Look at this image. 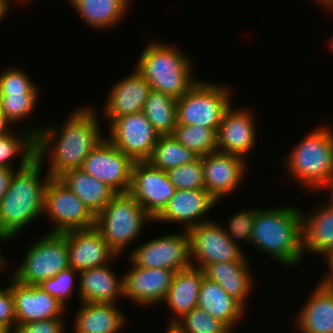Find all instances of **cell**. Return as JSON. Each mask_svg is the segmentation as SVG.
Masks as SVG:
<instances>
[{
    "instance_id": "obj_15",
    "label": "cell",
    "mask_w": 333,
    "mask_h": 333,
    "mask_svg": "<svg viewBox=\"0 0 333 333\" xmlns=\"http://www.w3.org/2000/svg\"><path fill=\"white\" fill-rule=\"evenodd\" d=\"M132 264V270L123 275L124 299L143 306L164 302L177 271L163 268H141Z\"/></svg>"
},
{
    "instance_id": "obj_36",
    "label": "cell",
    "mask_w": 333,
    "mask_h": 333,
    "mask_svg": "<svg viewBox=\"0 0 333 333\" xmlns=\"http://www.w3.org/2000/svg\"><path fill=\"white\" fill-rule=\"evenodd\" d=\"M38 96V93L0 94V110L11 124H18L32 114Z\"/></svg>"
},
{
    "instance_id": "obj_24",
    "label": "cell",
    "mask_w": 333,
    "mask_h": 333,
    "mask_svg": "<svg viewBox=\"0 0 333 333\" xmlns=\"http://www.w3.org/2000/svg\"><path fill=\"white\" fill-rule=\"evenodd\" d=\"M203 277V270L193 266L175 273L172 285L164 299L175 314L174 317H170L169 325H173L183 315L197 308Z\"/></svg>"
},
{
    "instance_id": "obj_37",
    "label": "cell",
    "mask_w": 333,
    "mask_h": 333,
    "mask_svg": "<svg viewBox=\"0 0 333 333\" xmlns=\"http://www.w3.org/2000/svg\"><path fill=\"white\" fill-rule=\"evenodd\" d=\"M166 172L170 182L176 189H204L202 157H199L194 162L170 168Z\"/></svg>"
},
{
    "instance_id": "obj_17",
    "label": "cell",
    "mask_w": 333,
    "mask_h": 333,
    "mask_svg": "<svg viewBox=\"0 0 333 333\" xmlns=\"http://www.w3.org/2000/svg\"><path fill=\"white\" fill-rule=\"evenodd\" d=\"M245 159L223 153L210 152L202 156L204 189L219 202L223 196L232 194L245 176Z\"/></svg>"
},
{
    "instance_id": "obj_10",
    "label": "cell",
    "mask_w": 333,
    "mask_h": 333,
    "mask_svg": "<svg viewBox=\"0 0 333 333\" xmlns=\"http://www.w3.org/2000/svg\"><path fill=\"white\" fill-rule=\"evenodd\" d=\"M187 232L190 237V259L193 267L203 269L212 263L239 261L246 256L241 246L233 244L225 228L215 220L201 222L189 228Z\"/></svg>"
},
{
    "instance_id": "obj_20",
    "label": "cell",
    "mask_w": 333,
    "mask_h": 333,
    "mask_svg": "<svg viewBox=\"0 0 333 333\" xmlns=\"http://www.w3.org/2000/svg\"><path fill=\"white\" fill-rule=\"evenodd\" d=\"M218 203L205 189H176L164 210L153 222L183 223V229L205 222L202 221L209 210Z\"/></svg>"
},
{
    "instance_id": "obj_14",
    "label": "cell",
    "mask_w": 333,
    "mask_h": 333,
    "mask_svg": "<svg viewBox=\"0 0 333 333\" xmlns=\"http://www.w3.org/2000/svg\"><path fill=\"white\" fill-rule=\"evenodd\" d=\"M105 137L86 157L81 169L107 184L116 193H127L131 185L134 161Z\"/></svg>"
},
{
    "instance_id": "obj_6",
    "label": "cell",
    "mask_w": 333,
    "mask_h": 333,
    "mask_svg": "<svg viewBox=\"0 0 333 333\" xmlns=\"http://www.w3.org/2000/svg\"><path fill=\"white\" fill-rule=\"evenodd\" d=\"M154 221L129 193H117L95 216V228L119 256L141 234L144 224Z\"/></svg>"
},
{
    "instance_id": "obj_47",
    "label": "cell",
    "mask_w": 333,
    "mask_h": 333,
    "mask_svg": "<svg viewBox=\"0 0 333 333\" xmlns=\"http://www.w3.org/2000/svg\"><path fill=\"white\" fill-rule=\"evenodd\" d=\"M9 6L4 2V0H0V21L7 16V12L9 11Z\"/></svg>"
},
{
    "instance_id": "obj_26",
    "label": "cell",
    "mask_w": 333,
    "mask_h": 333,
    "mask_svg": "<svg viewBox=\"0 0 333 333\" xmlns=\"http://www.w3.org/2000/svg\"><path fill=\"white\" fill-rule=\"evenodd\" d=\"M296 319L300 333H333V293L316 285Z\"/></svg>"
},
{
    "instance_id": "obj_13",
    "label": "cell",
    "mask_w": 333,
    "mask_h": 333,
    "mask_svg": "<svg viewBox=\"0 0 333 333\" xmlns=\"http://www.w3.org/2000/svg\"><path fill=\"white\" fill-rule=\"evenodd\" d=\"M176 188L166 171L148 161L134 162L129 193L154 220L167 206Z\"/></svg>"
},
{
    "instance_id": "obj_7",
    "label": "cell",
    "mask_w": 333,
    "mask_h": 333,
    "mask_svg": "<svg viewBox=\"0 0 333 333\" xmlns=\"http://www.w3.org/2000/svg\"><path fill=\"white\" fill-rule=\"evenodd\" d=\"M230 91L227 86L198 80L189 91L177 99V124L200 125L217 132L225 111L232 104Z\"/></svg>"
},
{
    "instance_id": "obj_50",
    "label": "cell",
    "mask_w": 333,
    "mask_h": 333,
    "mask_svg": "<svg viewBox=\"0 0 333 333\" xmlns=\"http://www.w3.org/2000/svg\"><path fill=\"white\" fill-rule=\"evenodd\" d=\"M166 333H182V332H180L174 325L168 324Z\"/></svg>"
},
{
    "instance_id": "obj_45",
    "label": "cell",
    "mask_w": 333,
    "mask_h": 333,
    "mask_svg": "<svg viewBox=\"0 0 333 333\" xmlns=\"http://www.w3.org/2000/svg\"><path fill=\"white\" fill-rule=\"evenodd\" d=\"M328 188V189H327ZM320 190L326 189L330 192V201L325 202L324 204L333 209V176L325 183H323L319 188Z\"/></svg>"
},
{
    "instance_id": "obj_25",
    "label": "cell",
    "mask_w": 333,
    "mask_h": 333,
    "mask_svg": "<svg viewBox=\"0 0 333 333\" xmlns=\"http://www.w3.org/2000/svg\"><path fill=\"white\" fill-rule=\"evenodd\" d=\"M321 204L311 214L301 211L303 254L307 251L326 256L333 252V209Z\"/></svg>"
},
{
    "instance_id": "obj_42",
    "label": "cell",
    "mask_w": 333,
    "mask_h": 333,
    "mask_svg": "<svg viewBox=\"0 0 333 333\" xmlns=\"http://www.w3.org/2000/svg\"><path fill=\"white\" fill-rule=\"evenodd\" d=\"M64 324L63 318L34 321L18 324L13 333H64Z\"/></svg>"
},
{
    "instance_id": "obj_32",
    "label": "cell",
    "mask_w": 333,
    "mask_h": 333,
    "mask_svg": "<svg viewBox=\"0 0 333 333\" xmlns=\"http://www.w3.org/2000/svg\"><path fill=\"white\" fill-rule=\"evenodd\" d=\"M177 99L162 92L152 90L145 102L143 113L161 135H172L177 126Z\"/></svg>"
},
{
    "instance_id": "obj_12",
    "label": "cell",
    "mask_w": 333,
    "mask_h": 333,
    "mask_svg": "<svg viewBox=\"0 0 333 333\" xmlns=\"http://www.w3.org/2000/svg\"><path fill=\"white\" fill-rule=\"evenodd\" d=\"M109 124L108 140L134 162L147 161L160 136L143 112L127 114Z\"/></svg>"
},
{
    "instance_id": "obj_40",
    "label": "cell",
    "mask_w": 333,
    "mask_h": 333,
    "mask_svg": "<svg viewBox=\"0 0 333 333\" xmlns=\"http://www.w3.org/2000/svg\"><path fill=\"white\" fill-rule=\"evenodd\" d=\"M256 209L241 210L238 213L232 214L229 218L228 229H225L226 234L229 236L233 244L239 246V241L250 243L252 236V228L254 223ZM238 241V242H237Z\"/></svg>"
},
{
    "instance_id": "obj_44",
    "label": "cell",
    "mask_w": 333,
    "mask_h": 333,
    "mask_svg": "<svg viewBox=\"0 0 333 333\" xmlns=\"http://www.w3.org/2000/svg\"><path fill=\"white\" fill-rule=\"evenodd\" d=\"M325 257L324 259H326L328 262L327 265L329 267V273H327V275L323 277L322 281L318 283H320L324 288L333 293V252L328 253Z\"/></svg>"
},
{
    "instance_id": "obj_5",
    "label": "cell",
    "mask_w": 333,
    "mask_h": 333,
    "mask_svg": "<svg viewBox=\"0 0 333 333\" xmlns=\"http://www.w3.org/2000/svg\"><path fill=\"white\" fill-rule=\"evenodd\" d=\"M323 125L308 134L294 150L286 156V170L292 181L305 188H318L333 176V133Z\"/></svg>"
},
{
    "instance_id": "obj_51",
    "label": "cell",
    "mask_w": 333,
    "mask_h": 333,
    "mask_svg": "<svg viewBox=\"0 0 333 333\" xmlns=\"http://www.w3.org/2000/svg\"><path fill=\"white\" fill-rule=\"evenodd\" d=\"M0 333H11L4 325L0 323Z\"/></svg>"
},
{
    "instance_id": "obj_16",
    "label": "cell",
    "mask_w": 333,
    "mask_h": 333,
    "mask_svg": "<svg viewBox=\"0 0 333 333\" xmlns=\"http://www.w3.org/2000/svg\"><path fill=\"white\" fill-rule=\"evenodd\" d=\"M8 280L14 297L17 325L63 317L66 306L41 287L20 283L12 277Z\"/></svg>"
},
{
    "instance_id": "obj_38",
    "label": "cell",
    "mask_w": 333,
    "mask_h": 333,
    "mask_svg": "<svg viewBox=\"0 0 333 333\" xmlns=\"http://www.w3.org/2000/svg\"><path fill=\"white\" fill-rule=\"evenodd\" d=\"M79 277V272L69 267L65 270H62L57 275L52 278L45 279L38 286L41 287L44 291L48 292L53 297L61 301L66 307V300L72 297L73 286L75 278Z\"/></svg>"
},
{
    "instance_id": "obj_34",
    "label": "cell",
    "mask_w": 333,
    "mask_h": 333,
    "mask_svg": "<svg viewBox=\"0 0 333 333\" xmlns=\"http://www.w3.org/2000/svg\"><path fill=\"white\" fill-rule=\"evenodd\" d=\"M217 132L200 125L177 124L172 136L184 147L194 151L200 157L217 151Z\"/></svg>"
},
{
    "instance_id": "obj_41",
    "label": "cell",
    "mask_w": 333,
    "mask_h": 333,
    "mask_svg": "<svg viewBox=\"0 0 333 333\" xmlns=\"http://www.w3.org/2000/svg\"><path fill=\"white\" fill-rule=\"evenodd\" d=\"M0 323L11 333L17 327L14 297L8 286L0 288Z\"/></svg>"
},
{
    "instance_id": "obj_31",
    "label": "cell",
    "mask_w": 333,
    "mask_h": 333,
    "mask_svg": "<svg viewBox=\"0 0 333 333\" xmlns=\"http://www.w3.org/2000/svg\"><path fill=\"white\" fill-rule=\"evenodd\" d=\"M42 127L38 129L33 127L26 128L22 133L7 132L0 136V167L13 168L11 161L17 157L20 158L19 168L26 167L34 158H36V136L40 133ZM12 166V167H11Z\"/></svg>"
},
{
    "instance_id": "obj_48",
    "label": "cell",
    "mask_w": 333,
    "mask_h": 333,
    "mask_svg": "<svg viewBox=\"0 0 333 333\" xmlns=\"http://www.w3.org/2000/svg\"><path fill=\"white\" fill-rule=\"evenodd\" d=\"M1 241H5V239L0 235V242ZM6 260H4V257H3V252H2V250H0V271L2 270V271H4L6 268L5 267H7L6 265V263L7 262H5Z\"/></svg>"
},
{
    "instance_id": "obj_49",
    "label": "cell",
    "mask_w": 333,
    "mask_h": 333,
    "mask_svg": "<svg viewBox=\"0 0 333 333\" xmlns=\"http://www.w3.org/2000/svg\"><path fill=\"white\" fill-rule=\"evenodd\" d=\"M317 1L318 3L320 2V4H322L323 6H325L324 8H327L330 10L333 9V0H314V2Z\"/></svg>"
},
{
    "instance_id": "obj_30",
    "label": "cell",
    "mask_w": 333,
    "mask_h": 333,
    "mask_svg": "<svg viewBox=\"0 0 333 333\" xmlns=\"http://www.w3.org/2000/svg\"><path fill=\"white\" fill-rule=\"evenodd\" d=\"M70 1V2H69ZM132 0H68L83 21L93 29H109L122 20Z\"/></svg>"
},
{
    "instance_id": "obj_2",
    "label": "cell",
    "mask_w": 333,
    "mask_h": 333,
    "mask_svg": "<svg viewBox=\"0 0 333 333\" xmlns=\"http://www.w3.org/2000/svg\"><path fill=\"white\" fill-rule=\"evenodd\" d=\"M42 164L36 157L12 176L9 189L0 202V235L5 241L44 216L45 189L51 176L47 173L41 181Z\"/></svg>"
},
{
    "instance_id": "obj_4",
    "label": "cell",
    "mask_w": 333,
    "mask_h": 333,
    "mask_svg": "<svg viewBox=\"0 0 333 333\" xmlns=\"http://www.w3.org/2000/svg\"><path fill=\"white\" fill-rule=\"evenodd\" d=\"M138 59L135 68L154 91L179 99L198 82L192 76L191 60L175 46L153 41Z\"/></svg>"
},
{
    "instance_id": "obj_18",
    "label": "cell",
    "mask_w": 333,
    "mask_h": 333,
    "mask_svg": "<svg viewBox=\"0 0 333 333\" xmlns=\"http://www.w3.org/2000/svg\"><path fill=\"white\" fill-rule=\"evenodd\" d=\"M67 247L69 265L78 272L104 266L119 257L95 227L67 231Z\"/></svg>"
},
{
    "instance_id": "obj_9",
    "label": "cell",
    "mask_w": 333,
    "mask_h": 333,
    "mask_svg": "<svg viewBox=\"0 0 333 333\" xmlns=\"http://www.w3.org/2000/svg\"><path fill=\"white\" fill-rule=\"evenodd\" d=\"M51 224L50 233L89 229L95 226V215L58 178H50L45 189L44 212Z\"/></svg>"
},
{
    "instance_id": "obj_46",
    "label": "cell",
    "mask_w": 333,
    "mask_h": 333,
    "mask_svg": "<svg viewBox=\"0 0 333 333\" xmlns=\"http://www.w3.org/2000/svg\"><path fill=\"white\" fill-rule=\"evenodd\" d=\"M12 124L6 119L3 112L0 110V136L10 131ZM9 129V130H8Z\"/></svg>"
},
{
    "instance_id": "obj_21",
    "label": "cell",
    "mask_w": 333,
    "mask_h": 333,
    "mask_svg": "<svg viewBox=\"0 0 333 333\" xmlns=\"http://www.w3.org/2000/svg\"><path fill=\"white\" fill-rule=\"evenodd\" d=\"M112 86L104 106V116L109 119L108 123L123 115L143 112L152 89L136 68L133 74L122 78Z\"/></svg>"
},
{
    "instance_id": "obj_33",
    "label": "cell",
    "mask_w": 333,
    "mask_h": 333,
    "mask_svg": "<svg viewBox=\"0 0 333 333\" xmlns=\"http://www.w3.org/2000/svg\"><path fill=\"white\" fill-rule=\"evenodd\" d=\"M200 156L184 147L172 135H161L147 160L152 166L167 171L197 160Z\"/></svg>"
},
{
    "instance_id": "obj_43",
    "label": "cell",
    "mask_w": 333,
    "mask_h": 333,
    "mask_svg": "<svg viewBox=\"0 0 333 333\" xmlns=\"http://www.w3.org/2000/svg\"><path fill=\"white\" fill-rule=\"evenodd\" d=\"M15 171L16 170L12 168L0 167V202L9 189Z\"/></svg>"
},
{
    "instance_id": "obj_3",
    "label": "cell",
    "mask_w": 333,
    "mask_h": 333,
    "mask_svg": "<svg viewBox=\"0 0 333 333\" xmlns=\"http://www.w3.org/2000/svg\"><path fill=\"white\" fill-rule=\"evenodd\" d=\"M250 243L283 266L293 267L301 263L304 255L300 208H256Z\"/></svg>"
},
{
    "instance_id": "obj_23",
    "label": "cell",
    "mask_w": 333,
    "mask_h": 333,
    "mask_svg": "<svg viewBox=\"0 0 333 333\" xmlns=\"http://www.w3.org/2000/svg\"><path fill=\"white\" fill-rule=\"evenodd\" d=\"M249 263L244 256L239 261L217 262L206 265L202 270L204 277L217 282L230 296L238 300L244 307L253 289V277Z\"/></svg>"
},
{
    "instance_id": "obj_35",
    "label": "cell",
    "mask_w": 333,
    "mask_h": 333,
    "mask_svg": "<svg viewBox=\"0 0 333 333\" xmlns=\"http://www.w3.org/2000/svg\"><path fill=\"white\" fill-rule=\"evenodd\" d=\"M182 333H232L220 320L200 308H194L173 324Z\"/></svg>"
},
{
    "instance_id": "obj_28",
    "label": "cell",
    "mask_w": 333,
    "mask_h": 333,
    "mask_svg": "<svg viewBox=\"0 0 333 333\" xmlns=\"http://www.w3.org/2000/svg\"><path fill=\"white\" fill-rule=\"evenodd\" d=\"M198 308L226 324L231 330L245 315V307L227 294L217 282L203 277L198 295Z\"/></svg>"
},
{
    "instance_id": "obj_19",
    "label": "cell",
    "mask_w": 333,
    "mask_h": 333,
    "mask_svg": "<svg viewBox=\"0 0 333 333\" xmlns=\"http://www.w3.org/2000/svg\"><path fill=\"white\" fill-rule=\"evenodd\" d=\"M238 109H233L231 105L225 111L216 134L217 151L244 159V156L253 149L257 135L254 114L247 108Z\"/></svg>"
},
{
    "instance_id": "obj_29",
    "label": "cell",
    "mask_w": 333,
    "mask_h": 333,
    "mask_svg": "<svg viewBox=\"0 0 333 333\" xmlns=\"http://www.w3.org/2000/svg\"><path fill=\"white\" fill-rule=\"evenodd\" d=\"M58 179L96 216L117 194L111 187L81 168L65 171Z\"/></svg>"
},
{
    "instance_id": "obj_8",
    "label": "cell",
    "mask_w": 333,
    "mask_h": 333,
    "mask_svg": "<svg viewBox=\"0 0 333 333\" xmlns=\"http://www.w3.org/2000/svg\"><path fill=\"white\" fill-rule=\"evenodd\" d=\"M69 267L67 232H48L28 247L22 263L10 277L26 285L38 286Z\"/></svg>"
},
{
    "instance_id": "obj_52",
    "label": "cell",
    "mask_w": 333,
    "mask_h": 333,
    "mask_svg": "<svg viewBox=\"0 0 333 333\" xmlns=\"http://www.w3.org/2000/svg\"><path fill=\"white\" fill-rule=\"evenodd\" d=\"M11 1H12V0H4V2H5L9 7H10V4H12ZM13 1H15V0H13ZM18 1H19V3H20V2H21V3H22V2L25 3V2H28L29 0H18Z\"/></svg>"
},
{
    "instance_id": "obj_11",
    "label": "cell",
    "mask_w": 333,
    "mask_h": 333,
    "mask_svg": "<svg viewBox=\"0 0 333 333\" xmlns=\"http://www.w3.org/2000/svg\"><path fill=\"white\" fill-rule=\"evenodd\" d=\"M182 232L159 236L136 246L129 254V261L141 268L179 271L190 267V237L187 230Z\"/></svg>"
},
{
    "instance_id": "obj_39",
    "label": "cell",
    "mask_w": 333,
    "mask_h": 333,
    "mask_svg": "<svg viewBox=\"0 0 333 333\" xmlns=\"http://www.w3.org/2000/svg\"><path fill=\"white\" fill-rule=\"evenodd\" d=\"M39 93L31 77L17 68H9L0 73V94Z\"/></svg>"
},
{
    "instance_id": "obj_1",
    "label": "cell",
    "mask_w": 333,
    "mask_h": 333,
    "mask_svg": "<svg viewBox=\"0 0 333 333\" xmlns=\"http://www.w3.org/2000/svg\"><path fill=\"white\" fill-rule=\"evenodd\" d=\"M97 118L92 108L80 107L62 125H48L40 130L36 136V157L43 162L51 154L46 171L51 178L81 168L91 151L106 139Z\"/></svg>"
},
{
    "instance_id": "obj_22",
    "label": "cell",
    "mask_w": 333,
    "mask_h": 333,
    "mask_svg": "<svg viewBox=\"0 0 333 333\" xmlns=\"http://www.w3.org/2000/svg\"><path fill=\"white\" fill-rule=\"evenodd\" d=\"M112 263L79 272V299L91 303H115L123 296V275L118 279L112 270ZM111 265V266H110Z\"/></svg>"
},
{
    "instance_id": "obj_27",
    "label": "cell",
    "mask_w": 333,
    "mask_h": 333,
    "mask_svg": "<svg viewBox=\"0 0 333 333\" xmlns=\"http://www.w3.org/2000/svg\"><path fill=\"white\" fill-rule=\"evenodd\" d=\"M126 315L115 303L82 302L74 322L75 333H118Z\"/></svg>"
}]
</instances>
